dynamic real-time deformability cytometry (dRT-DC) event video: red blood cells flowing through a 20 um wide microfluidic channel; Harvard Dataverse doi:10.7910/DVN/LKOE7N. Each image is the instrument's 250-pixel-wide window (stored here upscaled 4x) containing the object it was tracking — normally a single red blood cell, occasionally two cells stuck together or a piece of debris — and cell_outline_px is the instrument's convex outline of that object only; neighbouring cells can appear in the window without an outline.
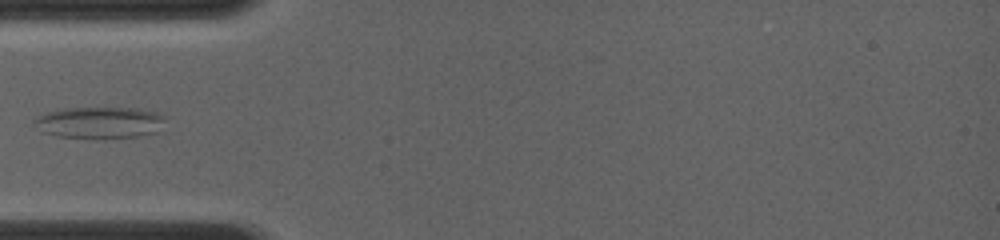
{"species": "common noctule bat (a hibernating species)", "species_latin": "Nyctalus noctula", "temperature_condition": "room temperature", "stored_images_in_passage": 12, "camera_frame_rate_fps": 4000, "um_per_image_px": 0.085, "animal": {"sex": "female", "body_mass_g": 19.0, "forearm_length_mm": 56.7}, "frame": {"image": 1, "passage_image": 2, "time_ms": 1.0, "image_size_px": [1000, 240], "cell_outline_px": [[164, 120], [156, 132], [136, 136], [96, 140], [56, 136], [44, 132], [32, 120], [36, 116], [48, 112], [64, 108], [136, 108], [156, 112], [164, 116]], "centroid_in_image_um": [8.44, 10.43], "position_along_channel_um": 76.6, "area_um2": 24.28}}
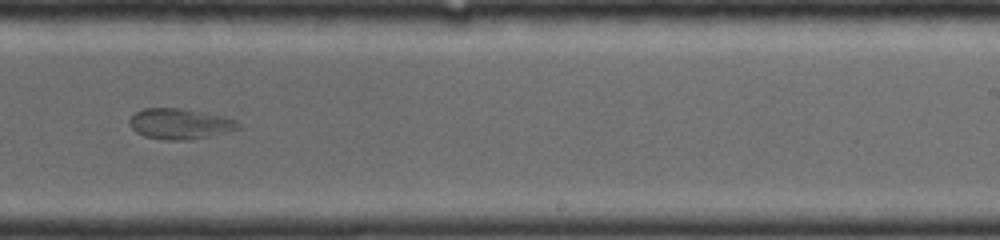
{"frame": {"image": 2, "passage_image": 7, "time_ms": 5.5, "image_size_px": [1000, 240], "cell_outline_px": [[240, 128], [192, 140], [164, 140], [144, 136], [136, 132], [128, 124], [128, 120], [136, 112], [144, 108], [184, 108], [220, 116], [236, 120], [240, 124]], "centroid_in_image_um": [15.24, 10.53], "position_along_channel_um": 273.8, "area_um2": 19.31}}
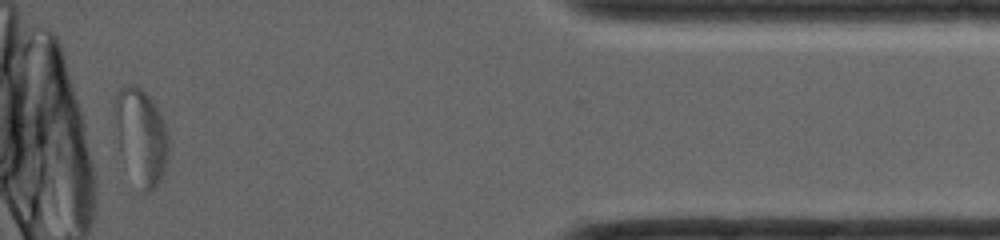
{"frame": {"image": 3, "passage_image": 12, "time_ms": 10.0, "image_size_px": [1000, 240], "cell_outline_px": [[168, 148], [164, 168], [160, 180], [156, 188], [152, 192], [140, 192], [120, 156], [112, 120], [112, 104], [116, 92], [120, 88], [128, 84], [140, 88], [152, 100], [164, 124], [168, 136]], "centroid_in_image_um": [11.9, 11.61], "position_along_channel_um": 423.3, "area_um2": 30.69}}